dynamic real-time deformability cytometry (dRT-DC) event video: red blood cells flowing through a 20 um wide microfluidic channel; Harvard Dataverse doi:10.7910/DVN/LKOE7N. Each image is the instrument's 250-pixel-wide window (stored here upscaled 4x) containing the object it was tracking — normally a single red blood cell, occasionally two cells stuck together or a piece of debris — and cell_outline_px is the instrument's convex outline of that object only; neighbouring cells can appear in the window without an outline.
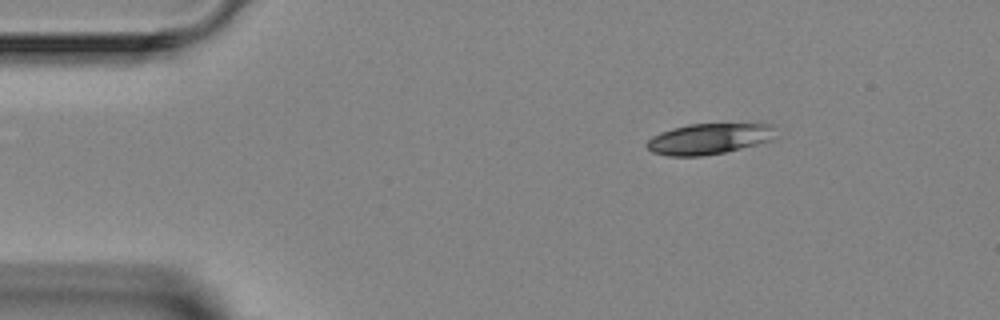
{"species": "Egyptian fruit bat (a non-hibernating species)", "species_latin": "Rousettus aegyptiacus", "temperature_condition": "room temperature", "stored_images_in_passage": 4, "camera_frame_rate_fps": 3000, "um_per_image_px": 0.085, "animal": {"sex": "female"}, "frame": {"image": 1, "passage_image": 1, "time_ms": 0.0, "image_size_px": [1000, 320], "cell_outline_px": [[776, 124], [772, 140], [724, 152], [700, 156], [668, 156], [652, 152], [644, 144], [652, 136], [660, 132], [672, 128], [688, 124]], "centroid_in_image_um": [60.22, 11.79], "position_along_channel_um": 24.8, "area_um2": 23.06}}
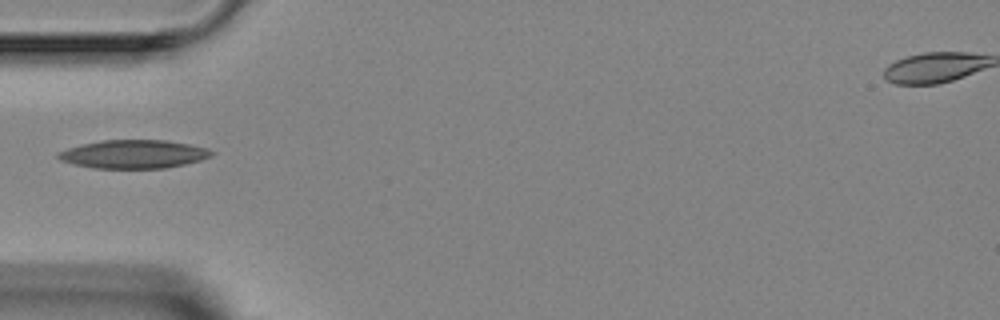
{"frame": {"image": 2, "passage_image": 3, "time_ms": 2.667, "image_size_px": [1000, 320], "cell_outline_px": [[216, 152], [212, 156], [200, 160], [184, 164], [164, 168], [92, 168], [72, 164], [60, 160], [56, 156], [56, 152], [80, 144], [104, 140], [168, 140], [208, 148]], "centroid_in_image_um": [11.34, 13.1], "position_along_channel_um": 73.7, "area_um2": 25.55}}
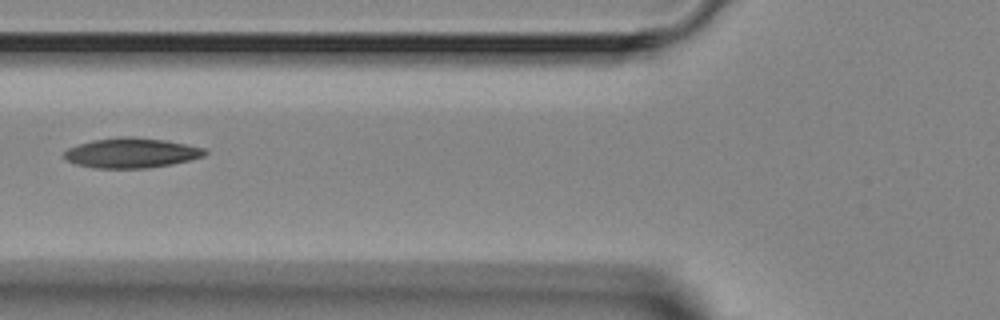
{"frame": {"image": 3, "passage_image": 4, "time_ms": 3.667, "image_size_px": [1000, 320], "cell_outline_px": [[208, 152], [204, 156], [172, 164], [148, 168], [92, 168], [76, 164], [68, 160], [64, 156], [64, 152], [68, 148], [92, 140], [116, 136], [132, 136], [168, 140], [208, 148]], "centroid_in_image_um": [11.21, 12.98], "position_along_channel_um": 114.6, "area_um2": 24.85}}